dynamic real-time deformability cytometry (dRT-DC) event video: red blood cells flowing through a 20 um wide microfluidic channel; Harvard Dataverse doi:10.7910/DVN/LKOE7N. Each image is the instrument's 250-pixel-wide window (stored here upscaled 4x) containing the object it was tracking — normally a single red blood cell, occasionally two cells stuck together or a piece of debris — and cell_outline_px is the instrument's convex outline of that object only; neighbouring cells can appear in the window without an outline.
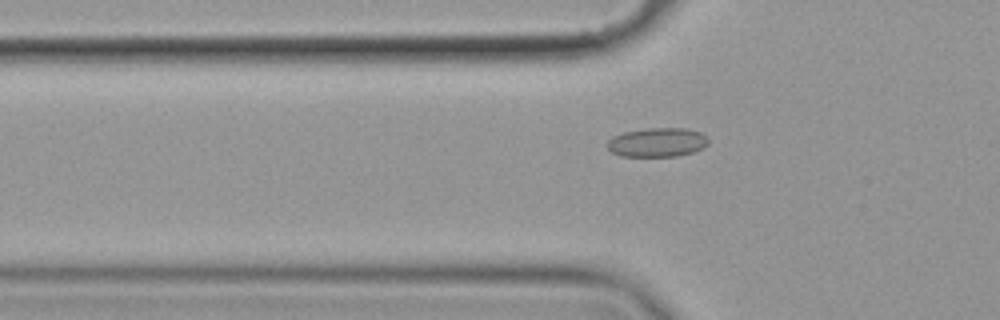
{"species": "common noctule bat (a hibernating species)", "species_latin": "Nyctalus noctula", "temperature_condition": "cold", "stored_images_in_passage": 34, "camera_frame_rate_fps": 3000, "um_per_image_px": 0.085, "animal": {"sex": "female", "body_mass_g": 19.9}, "frame": {"image": 1, "passage_image": 2, "time_ms": 0.333, "image_size_px": [1000, 320], "cell_outline_px": [[708, 144], [704, 148], [692, 152], [676, 156], [620, 156], [612, 152], [604, 144], [612, 136], [624, 132], [648, 128], [688, 128], [700, 132], [708, 136]], "centroid_in_image_um": [55.87, 12.09], "position_along_channel_um": 69.9, "area_um2": 17.34}}
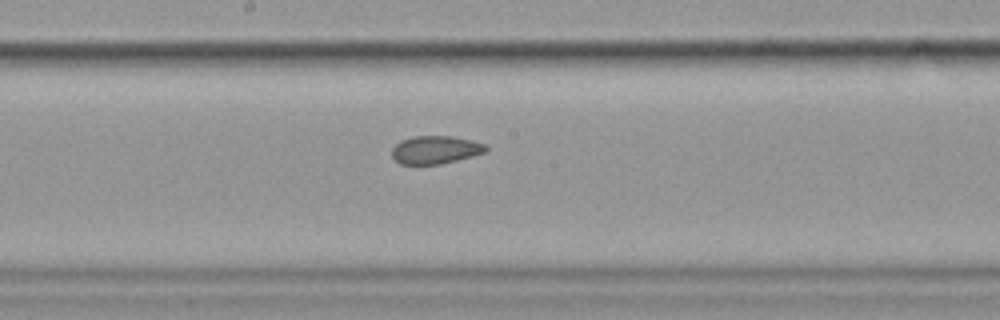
{"frame": {"image": 2, "passage_image": 14, "time_ms": 4.333, "image_size_px": [1000, 320], "cell_outline_px": [[488, 148], [484, 152], [472, 156], [440, 164], [400, 164], [392, 156], [392, 148], [400, 140], [412, 136], [452, 136], [472, 140], [488, 144]], "centroid_in_image_um": [37.01, 12.72], "position_along_channel_um": 211.2, "area_um2": 15.37}}
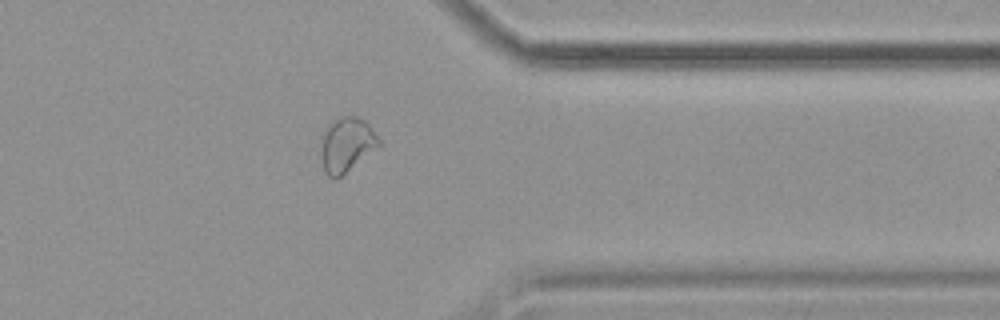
{"frame": {"image": 3, "passage_image": 29, "time_ms": 9.333, "image_size_px": [1000, 320], "cell_outline_px": [[380, 144], [336, 180], [328, 176], [324, 172], [320, 156], [320, 148], [324, 128], [328, 124], [340, 116], [356, 116], [364, 120], [368, 124], [380, 140]], "centroid_in_image_um": [29.4, 12.29], "position_along_channel_um": 382.0, "area_um2": 18.32}}